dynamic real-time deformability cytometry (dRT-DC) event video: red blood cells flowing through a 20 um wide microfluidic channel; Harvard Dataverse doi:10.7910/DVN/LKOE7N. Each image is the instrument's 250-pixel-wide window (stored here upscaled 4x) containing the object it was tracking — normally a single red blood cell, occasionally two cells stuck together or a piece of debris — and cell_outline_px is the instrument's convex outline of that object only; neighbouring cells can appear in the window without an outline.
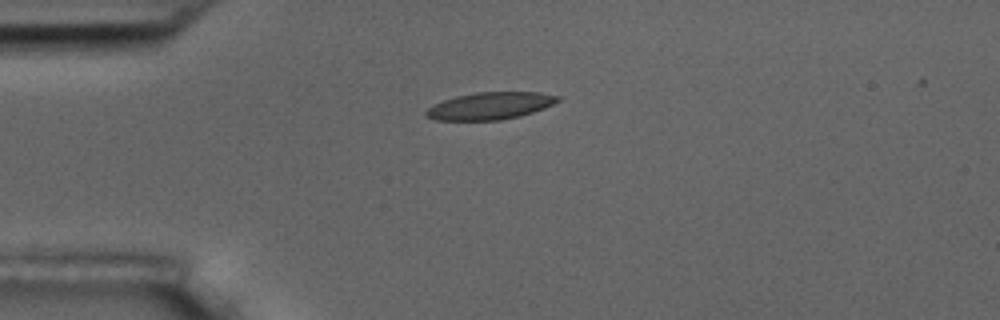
{"species": "common noctule bat (a hibernating species)", "species_latin": "Nyctalus noctula", "temperature_condition": "room temperature", "stored_images_in_passage": 4, "camera_frame_rate_fps": 3000, "um_per_image_px": 0.085, "animal": {"sex": "male", "body_mass_g": 17.5, "forearm_length_mm": 52.3}, "frame": {"image": 1, "passage_image": 1, "time_ms": 0.0, "image_size_px": [1000, 320], "cell_outline_px": [[560, 100], [544, 108], [520, 116], [500, 120], [436, 120], [424, 116], [424, 112], [432, 104], [456, 96], [476, 92], [540, 92], [560, 96]], "centroid_in_image_um": [41.63, 8.99], "position_along_channel_um": 43.4, "area_um2": 20.92}}
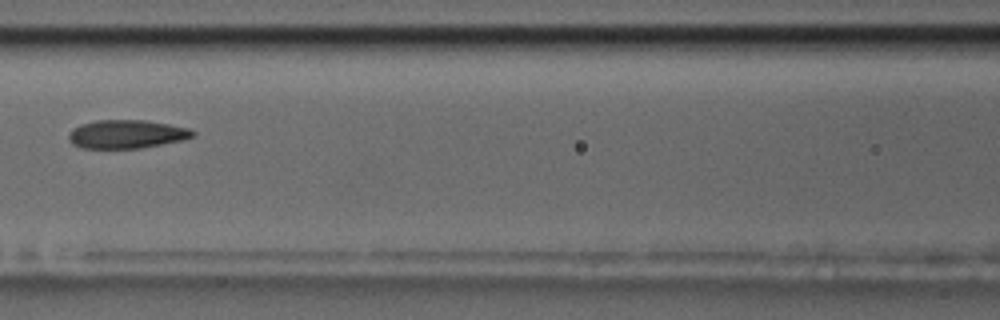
{"frame": {"image": 2, "passage_image": 4, "time_ms": 3.667, "image_size_px": [1000, 320], "cell_outline_px": [[196, 136], [184, 140], [140, 148], [84, 148], [72, 144], [68, 140], [68, 136], [72, 128], [80, 124], [96, 120], [144, 120], [168, 124], [188, 128], [196, 132]], "centroid_in_image_um": [10.76, 11.4], "position_along_channel_um": 155.8, "area_um2": 20.69}}